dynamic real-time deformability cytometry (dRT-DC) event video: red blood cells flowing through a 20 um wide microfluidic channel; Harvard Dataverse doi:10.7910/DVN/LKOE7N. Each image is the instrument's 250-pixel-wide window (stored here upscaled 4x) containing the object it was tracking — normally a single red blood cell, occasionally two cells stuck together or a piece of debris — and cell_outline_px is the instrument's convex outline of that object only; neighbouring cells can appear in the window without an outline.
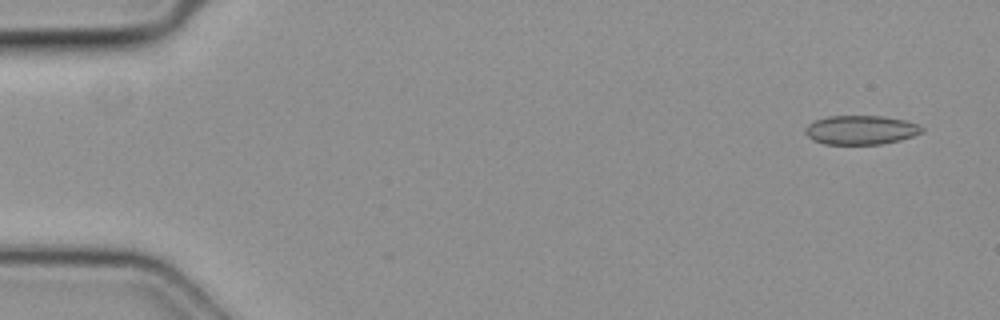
{"species": "common noctule bat (a hibernating species)", "species_latin": "Nyctalus noctula", "temperature_condition": "cold", "stored_images_in_passage": 53, "camera_frame_rate_fps": 3000, "um_per_image_px": 0.085, "animal": {"sex": "female", "body_mass_g": 19.3, "forearm_length_mm": 54.1}, "frame": {"image": 1, "passage_image": 3, "time_ms": 0.667, "image_size_px": [1000, 320], "cell_outline_px": [[924, 132], [900, 140], [880, 144], [824, 144], [812, 140], [804, 132], [804, 128], [808, 124], [816, 120], [828, 116], [884, 116], [904, 120], [916, 124], [924, 128]], "centroid_in_image_um": [73.15, 11.05], "position_along_channel_um": 11.8, "area_um2": 19.77}}
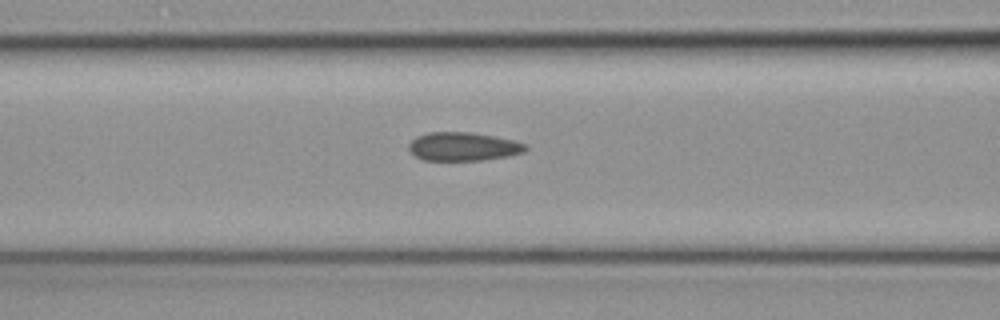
{"frame": {"image": 2, "passage_image": 22, "time_ms": 7.0, "image_size_px": [1000, 320], "cell_outline_px": [[528, 148], [524, 152], [508, 156], [480, 160], [424, 160], [416, 156], [408, 148], [408, 144], [416, 136], [428, 132], [472, 132], [512, 140], [528, 144]], "centroid_in_image_um": [39.37, 12.45], "position_along_channel_um": 127.2, "area_um2": 19.36}}
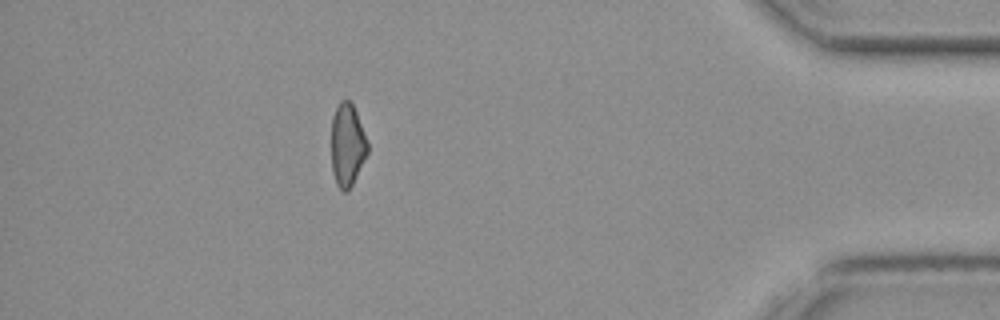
{"frame": {"image": 3, "passage_image": 47, "time_ms": 15.333, "image_size_px": [1000, 320], "cell_outline_px": [[368, 152], [348, 192], [340, 192], [336, 184], [332, 172], [332, 116], [340, 100], [348, 100], [352, 104], [356, 112], [368, 144]], "centroid_in_image_um": [29.5, 12.36], "position_along_channel_um": 405.7, "area_um2": 17.34}}